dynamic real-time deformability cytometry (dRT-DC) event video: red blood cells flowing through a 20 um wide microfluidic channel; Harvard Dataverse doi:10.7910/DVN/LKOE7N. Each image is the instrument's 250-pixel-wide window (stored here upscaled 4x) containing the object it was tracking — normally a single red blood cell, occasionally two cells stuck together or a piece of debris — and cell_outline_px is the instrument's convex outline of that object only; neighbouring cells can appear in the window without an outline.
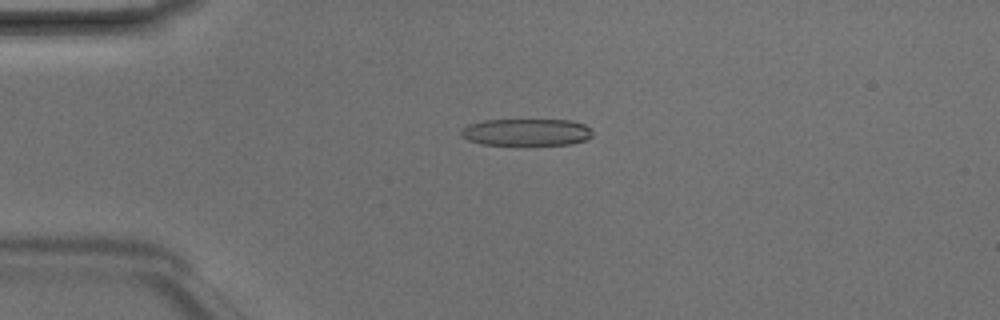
{"species": "Egyptian fruit bat (a non-hibernating species)", "species_latin": "Rousettus aegyptiacus", "temperature_condition": "room temperature", "stored_images_in_passage": 4, "camera_frame_rate_fps": 3000, "um_per_image_px": 0.085, "animal": {"sex": "male"}, "frame": {"image": 1, "passage_image": 1, "time_ms": 0.0, "image_size_px": [1000, 320], "cell_outline_px": [[592, 136], [588, 140], [572, 144], [520, 148], [480, 144], [468, 140], [460, 136], [460, 128], [468, 124], [484, 120], [572, 120], [584, 124], [592, 132]], "centroid_in_image_um": [44.71, 11.3], "position_along_channel_um": 40.3, "area_um2": 22.08}}
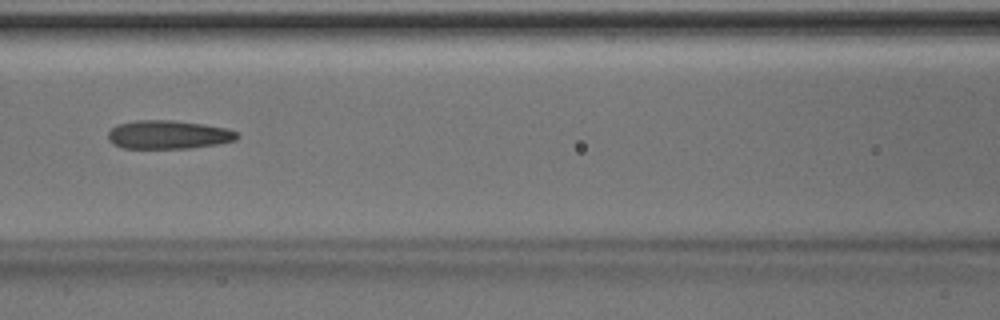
{"frame": {"image": 2, "passage_image": 4, "time_ms": 1.0, "image_size_px": [1000, 320], "cell_outline_px": [[240, 136], [236, 140], [220, 144], [188, 148], [124, 148], [112, 144], [108, 140], [108, 132], [116, 124], [136, 120], [172, 120], [204, 124], [228, 128], [236, 132]], "centroid_in_image_um": [14.31, 11.44], "position_along_channel_um": 152.3, "area_um2": 21.68}}